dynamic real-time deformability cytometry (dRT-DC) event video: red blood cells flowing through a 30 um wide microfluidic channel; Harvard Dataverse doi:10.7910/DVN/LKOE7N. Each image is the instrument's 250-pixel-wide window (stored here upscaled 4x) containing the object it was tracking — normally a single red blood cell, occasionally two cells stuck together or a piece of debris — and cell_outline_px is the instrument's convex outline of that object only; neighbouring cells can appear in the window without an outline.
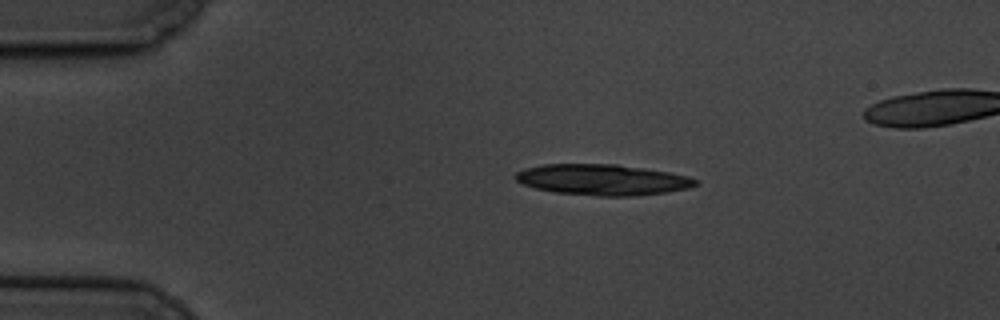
{"species": "common noctule bat (a hibernating species)", "species_latin": "Nyctalus noctula", "temperature_condition": "cold", "stored_images_in_passage": 3, "camera_frame_rate_fps": 3000, "um_per_image_px": 0.085, "animal": {"sex": "male", "body_mass_g": 19.5, "forearm_length_mm": 54.6}, "frame": {"image": 1, "passage_image": 1, "time_ms": 0.0, "image_size_px": [1000, 320], "cell_outline_px": [[700, 184], [688, 188], [668, 192], [636, 196], [596, 196], [556, 192], [536, 188], [524, 184], [516, 180], [512, 176], [516, 172], [524, 168], [544, 164], [616, 164], [668, 172], [688, 176], [700, 180]], "centroid_in_image_um": [51.23, 15.28], "position_along_channel_um": 33.8, "area_um2": 32.54}}